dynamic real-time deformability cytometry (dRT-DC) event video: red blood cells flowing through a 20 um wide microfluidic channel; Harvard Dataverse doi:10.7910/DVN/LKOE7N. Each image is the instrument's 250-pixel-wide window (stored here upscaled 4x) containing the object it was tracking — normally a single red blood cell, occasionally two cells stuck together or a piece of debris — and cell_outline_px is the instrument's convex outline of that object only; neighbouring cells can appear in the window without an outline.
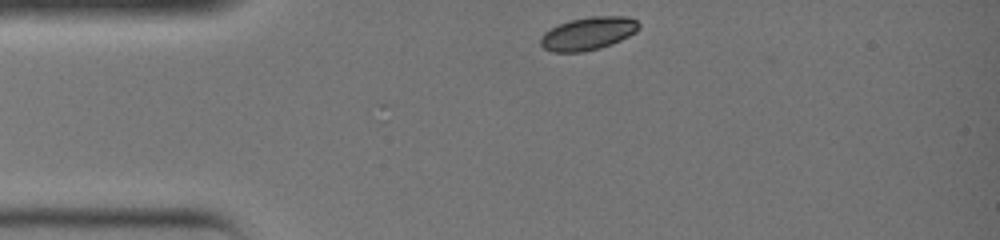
{"species": "common noctule bat (a hibernating species)", "species_latin": "Nyctalus noctula", "temperature_condition": "warm", "stored_images_in_passage": 4, "camera_frame_rate_fps": 3000, "um_per_image_px": 0.085, "animal": {"sex": "female", "body_mass_g": 19.0, "forearm_length_mm": 51.5}, "frame": {"image": 1, "passage_image": 1, "time_ms": 0.0, "image_size_px": [1000, 240], "cell_outline_px": [[640, 28], [636, 32], [612, 44], [600, 48], [584, 52], [552, 52], [544, 48], [540, 44], [540, 36], [544, 32], [560, 24], [572, 20], [588, 16], [628, 16], [636, 20], [640, 24]], "centroid_in_image_um": [50.01, 2.85], "position_along_channel_um": 35.0, "area_um2": 18.96}}